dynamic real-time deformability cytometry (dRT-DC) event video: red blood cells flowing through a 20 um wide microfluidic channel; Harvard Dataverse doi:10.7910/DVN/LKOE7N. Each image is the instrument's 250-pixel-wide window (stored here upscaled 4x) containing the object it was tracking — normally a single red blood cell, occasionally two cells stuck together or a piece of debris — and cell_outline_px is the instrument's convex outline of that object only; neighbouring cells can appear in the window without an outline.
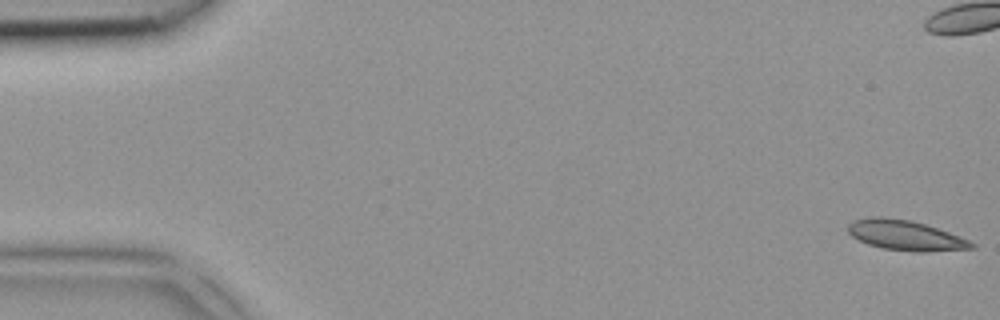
{"species": "common noctule bat (a hibernating species)", "species_latin": "Nyctalus noctula", "temperature_condition": "room temperature", "stored_images_in_passage": 6, "camera_frame_rate_fps": 3000, "um_per_image_px": 0.085, "animal": {"sex": "female", "body_mass_g": 18.4}, "frame": {"image": 1, "passage_image": 1, "time_ms": 0.0, "image_size_px": [1000, 320], "cell_outline_px": [[976, 248], [924, 252], [916, 252], [880, 248], [868, 244], [852, 236], [848, 232], [848, 224], [852, 220], [872, 216], [880, 216], [912, 220], [960, 236], [976, 244]], "centroid_in_image_um": [76.95, 20.0], "position_along_channel_um": 8.1, "area_um2": 21.73}}